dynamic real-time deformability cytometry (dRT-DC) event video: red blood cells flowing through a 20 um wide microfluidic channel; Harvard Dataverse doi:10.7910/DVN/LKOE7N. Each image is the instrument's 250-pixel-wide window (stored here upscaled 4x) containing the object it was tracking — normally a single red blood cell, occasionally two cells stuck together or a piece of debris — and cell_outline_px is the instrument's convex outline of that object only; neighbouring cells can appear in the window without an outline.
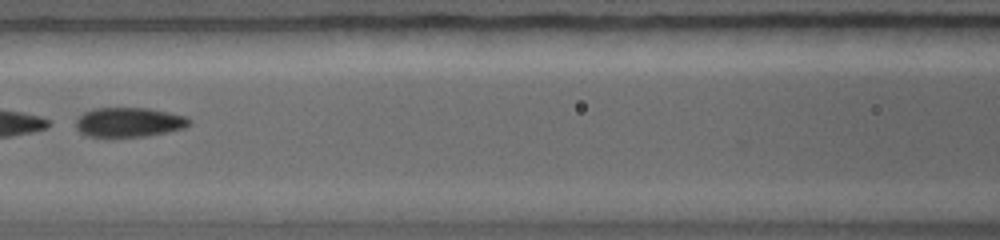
{"species": "common noctule bat (a hibernating species)", "species_latin": "Nyctalus noctula", "temperature_condition": "warm", "stored_images_in_passage": 8, "camera_frame_rate_fps": 5000, "um_per_image_px": 0.085, "animal": {"sex": "female", "body_mass_g": 19.0, "forearm_length_mm": 56.7}, "frame": {"image": 1, "passage_image": 7, "time_ms": 3.0, "image_size_px": [1000, 240], "cell_outline_px": [[192, 124], [184, 128], [168, 132], [148, 136], [88, 136], [80, 132], [76, 128], [76, 120], [84, 112], [92, 108], [148, 108], [188, 116], [192, 120]], "centroid_in_image_um": [11.02, 10.38], "position_along_channel_um": 155.6, "area_um2": 19.59}}